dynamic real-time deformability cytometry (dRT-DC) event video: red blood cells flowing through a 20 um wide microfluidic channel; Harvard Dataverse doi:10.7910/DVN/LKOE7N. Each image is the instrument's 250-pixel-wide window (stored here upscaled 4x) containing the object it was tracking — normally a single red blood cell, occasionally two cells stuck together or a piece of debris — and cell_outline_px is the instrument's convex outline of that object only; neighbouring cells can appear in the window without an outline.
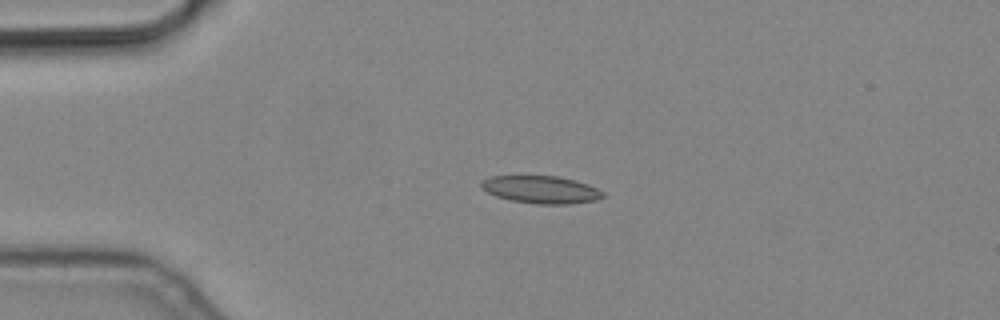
{"species": "common noctule bat (a hibernating species)", "species_latin": "Nyctalus noctula", "temperature_condition": "cold", "stored_images_in_passage": 2, "camera_frame_rate_fps": 3000, "um_per_image_px": 0.085, "animal": {"sex": "male", "body_mass_g": 19.2, "forearm_length_mm": 51.8}, "frame": {"image": 1, "passage_image": 1, "time_ms": 0.0, "image_size_px": [1000, 320], "cell_outline_px": [[604, 196], [596, 200], [568, 204], [536, 204], [512, 200], [496, 196], [480, 188], [480, 180], [488, 176], [556, 176], [576, 180], [588, 184], [604, 192]], "centroid_in_image_um": [45.96, 16.11], "position_along_channel_um": 39.0, "area_um2": 19.59}}